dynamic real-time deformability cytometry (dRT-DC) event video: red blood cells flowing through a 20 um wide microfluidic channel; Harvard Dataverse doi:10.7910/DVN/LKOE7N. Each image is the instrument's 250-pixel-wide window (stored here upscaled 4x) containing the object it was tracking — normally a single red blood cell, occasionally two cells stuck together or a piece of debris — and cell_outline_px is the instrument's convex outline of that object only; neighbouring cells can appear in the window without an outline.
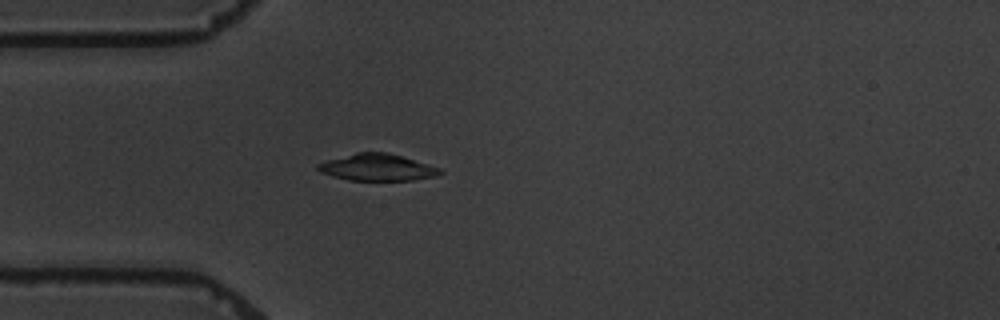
{"species": "common noctule bat (a hibernating species)", "species_latin": "Nyctalus noctula", "temperature_condition": "warm", "stored_images_in_passage": 1, "camera_frame_rate_fps": 3000, "um_per_image_px": 0.085, "animal": {"sex": "male", "body_mass_g": 19.5, "forearm_length_mm": 54.6}, "frame": {"image": 1, "passage_image": 1, "time_ms": 0.0, "image_size_px": [1000, 320], "cell_outline_px": [[444, 172], [436, 176], [412, 180], [348, 180], [332, 176], [320, 172], [316, 168], [316, 164], [324, 160], [356, 152], [388, 152], [440, 168]], "centroid_in_image_um": [32.01, 14.22], "position_along_channel_um": 53.0, "area_um2": 19.13}}